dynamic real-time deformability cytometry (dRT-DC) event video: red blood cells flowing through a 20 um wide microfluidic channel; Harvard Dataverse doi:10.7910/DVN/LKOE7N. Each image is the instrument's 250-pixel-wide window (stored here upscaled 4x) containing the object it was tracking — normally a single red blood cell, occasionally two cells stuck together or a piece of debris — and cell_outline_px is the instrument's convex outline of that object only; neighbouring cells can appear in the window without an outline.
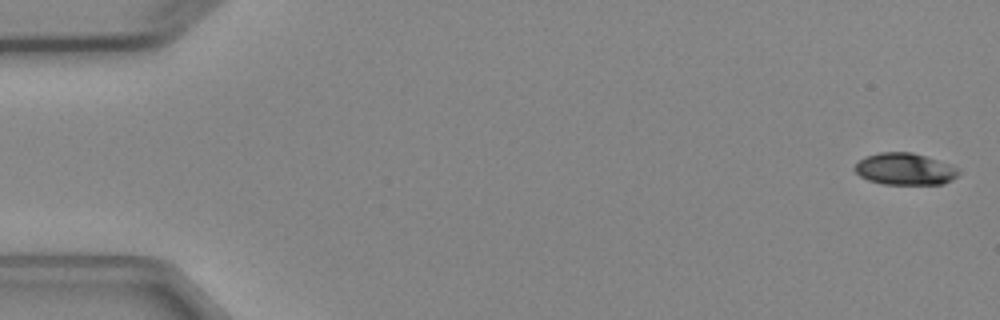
{"species": "Egyptian fruit bat (a non-hibernating species)", "species_latin": "Rousettus aegyptiacus", "temperature_condition": "cold", "stored_images_in_passage": 6, "camera_frame_rate_fps": 3000, "um_per_image_px": 0.085, "animal": {"sex": "female"}, "frame": {"image": 1, "passage_image": 1, "time_ms": 0.0, "image_size_px": [1000, 320], "cell_outline_px": [[960, 172], [952, 180], [944, 184], [884, 184], [868, 180], [860, 176], [852, 168], [864, 156], [880, 152], [912, 152], [960, 168]], "centroid_in_image_um": [76.9, 14.37], "position_along_channel_um": 8.1, "area_um2": 19.25}}